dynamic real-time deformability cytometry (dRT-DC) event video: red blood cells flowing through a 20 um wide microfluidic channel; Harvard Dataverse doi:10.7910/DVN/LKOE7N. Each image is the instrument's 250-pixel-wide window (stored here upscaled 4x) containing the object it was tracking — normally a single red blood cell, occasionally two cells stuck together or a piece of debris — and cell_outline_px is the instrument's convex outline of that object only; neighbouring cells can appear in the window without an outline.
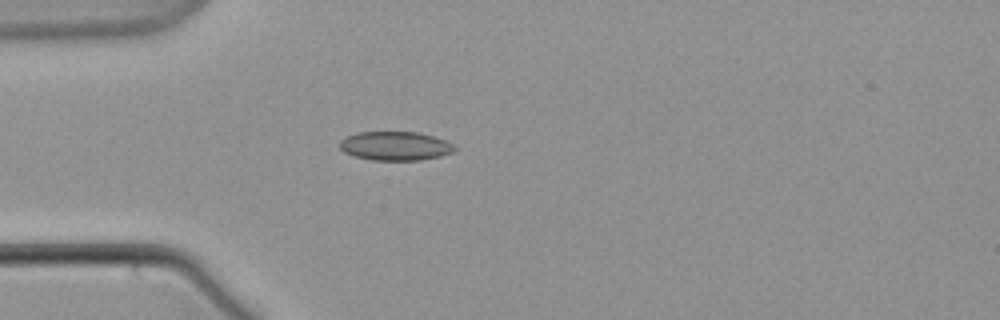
{"species": "common noctule bat (a hibernating species)", "species_latin": "Nyctalus noctula", "temperature_condition": "warm", "stored_images_in_passage": 60, "camera_frame_rate_fps": 3000, "um_per_image_px": 0.085, "animal": {"sex": "male", "body_mass_g": 21.5, "forearm_length_mm": 52.0}, "frame": {"image": 1, "passage_image": 17, "time_ms": 5.333, "image_size_px": [1000, 320], "cell_outline_px": [[456, 148], [452, 152], [440, 156], [420, 160], [372, 160], [356, 156], [344, 152], [340, 148], [340, 140], [356, 132], [416, 132], [432, 136], [444, 140], [452, 144]], "centroid_in_image_um": [33.58, 12.4], "position_along_channel_um": 51.4, "area_um2": 19.13}}
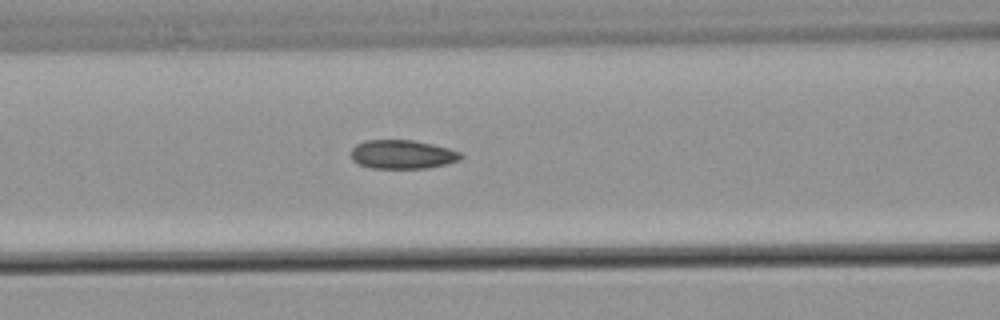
{"frame": {"image": 2, "passage_image": 25, "time_ms": 8.0, "image_size_px": [1000, 320], "cell_outline_px": [[464, 156], [460, 160], [428, 168], [372, 168], [360, 164], [352, 160], [352, 148], [356, 144], [364, 140], [412, 140], [432, 144], [448, 148], [460, 152]], "centroid_in_image_um": [34.2, 13.12], "position_along_channel_um": 132.4, "area_um2": 18.38}}
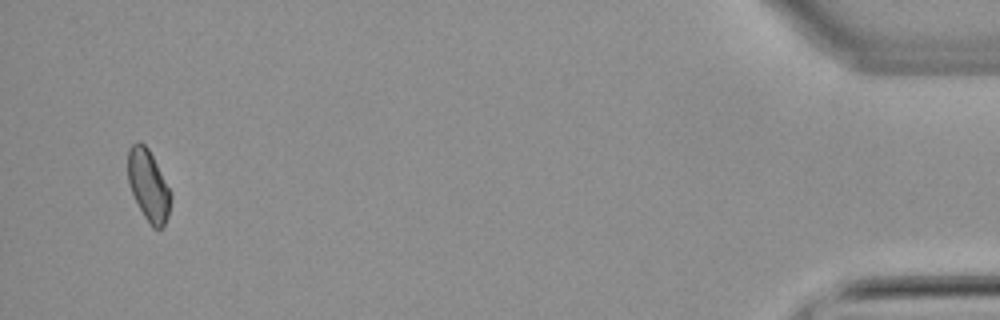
{"frame": {"image": 3, "passage_image": 58, "time_ms": 19.0, "image_size_px": [1000, 320], "cell_outline_px": [[172, 196], [168, 216], [164, 224], [160, 228], [152, 228], [144, 216], [132, 192], [128, 180], [128, 148], [136, 140], [140, 140], [148, 148]], "centroid_in_image_um": [12.6, 15.74], "position_along_channel_um": 422.6, "area_um2": 17.4}}